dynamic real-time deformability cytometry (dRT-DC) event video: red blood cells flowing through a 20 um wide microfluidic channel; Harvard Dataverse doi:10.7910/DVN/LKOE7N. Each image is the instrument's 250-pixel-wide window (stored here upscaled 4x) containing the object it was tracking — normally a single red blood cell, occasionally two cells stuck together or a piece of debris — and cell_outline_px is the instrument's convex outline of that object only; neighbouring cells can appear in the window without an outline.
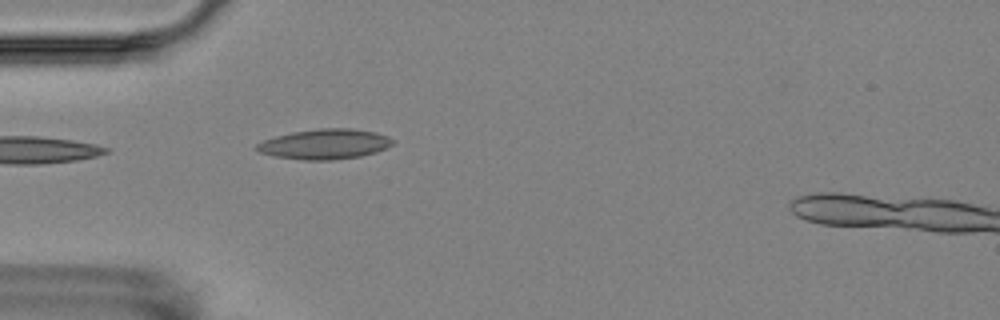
{"species": "Egyptian fruit bat (a non-hibernating species)", "species_latin": "Rousettus aegyptiacus", "temperature_condition": "room temperature", "stored_images_in_passage": 4, "camera_frame_rate_fps": 3000, "um_per_image_px": 0.085, "animal": {"sex": "female"}, "frame": {"image": 1, "passage_image": 4, "time_ms": 4.333, "image_size_px": [1000, 320], "cell_outline_px": [[396, 140], [392, 144], [376, 152], [360, 156], [332, 160], [304, 160], [276, 156], [260, 152], [252, 148], [256, 144], [264, 140], [276, 136], [292, 132], [320, 128], [352, 128], [376, 132], [388, 136]], "centroid_in_image_um": [27.61, 12.24], "position_along_channel_um": 57.4, "area_um2": 23.87}}